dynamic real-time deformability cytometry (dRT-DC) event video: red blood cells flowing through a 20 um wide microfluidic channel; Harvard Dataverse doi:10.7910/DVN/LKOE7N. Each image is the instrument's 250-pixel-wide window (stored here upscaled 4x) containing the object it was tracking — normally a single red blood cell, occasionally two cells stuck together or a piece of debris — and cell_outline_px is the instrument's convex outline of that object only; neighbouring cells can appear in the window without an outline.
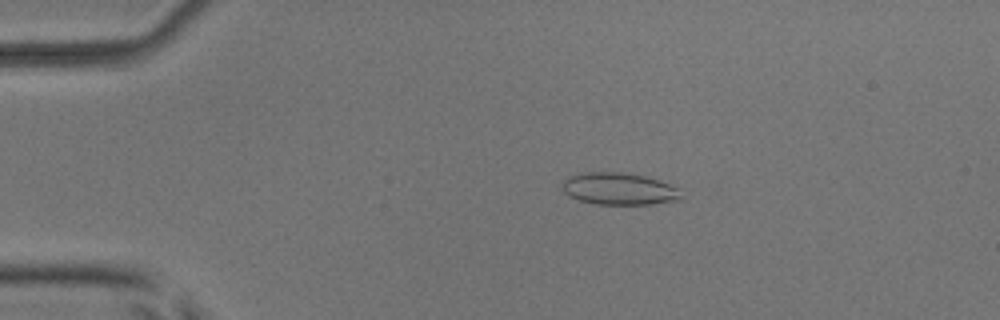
{"species": "common noctule bat (a hibernating species)", "species_latin": "Nyctalus noctula", "temperature_condition": "room temperature", "stored_images_in_passage": 43, "camera_frame_rate_fps": 3000, "um_per_image_px": 0.085, "animal": {"sex": "male", "body_mass_g": 17.9, "forearm_length_mm": 54.2}, "frame": {"image": 1, "passage_image": 11, "time_ms": 3.333, "image_size_px": [1000, 320], "cell_outline_px": [[684, 200], [652, 204], [596, 204], [580, 200], [568, 196], [564, 192], [560, 184], [568, 176], [584, 172], [624, 172], [644, 176], [680, 188]], "centroid_in_image_um": [52.63, 16.05], "position_along_channel_um": 32.4, "area_um2": 22.48}}
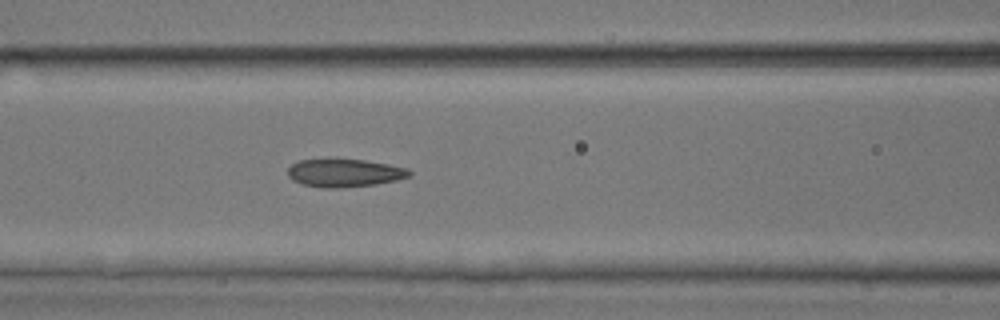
{"frame": {"image": 2, "passage_image": 23, "time_ms": 7.333, "image_size_px": [1000, 320], "cell_outline_px": [[412, 176], [396, 180], [376, 184], [340, 188], [324, 188], [304, 184], [292, 180], [288, 176], [288, 168], [292, 164], [300, 160], [336, 156], [364, 160], [388, 164], [408, 168], [412, 172]], "centroid_in_image_um": [29.27, 14.66], "position_along_channel_um": 137.3, "area_um2": 20.58}}
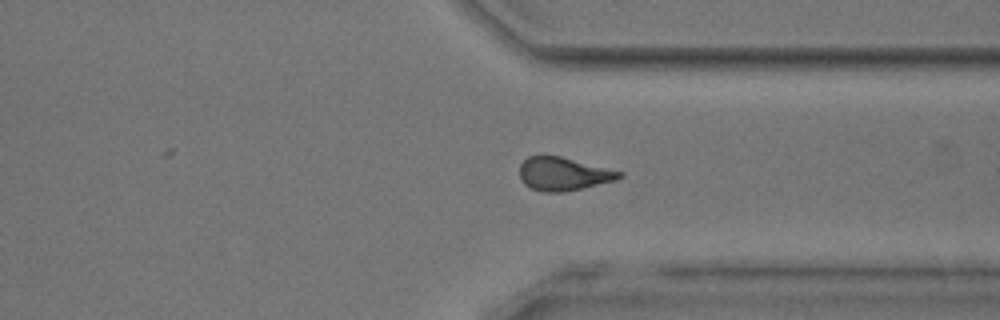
{"frame": {"image": 3, "passage_image": 40, "time_ms": 13.0, "image_size_px": [1000, 320], "cell_outline_px": [[624, 176], [616, 180], [584, 188], [564, 192], [544, 192], [532, 188], [524, 184], [520, 180], [520, 164], [528, 156], [540, 152], [560, 156], [624, 172]], "centroid_in_image_um": [47.86, 14.75], "position_along_channel_um": 363.5, "area_um2": 19.83}, "authors_computed_cell_mechanics": {"area_um2": 20.519, "velocity_mm_per_s": 3.9977, "shape_relaxation_time_tau1_ms": 4.4752, "shape_relaxation_time_tau2_ms": 1.2389, "deformation_change_tau1": 0.1627, "deformation_change_tau2": 0.0905}}